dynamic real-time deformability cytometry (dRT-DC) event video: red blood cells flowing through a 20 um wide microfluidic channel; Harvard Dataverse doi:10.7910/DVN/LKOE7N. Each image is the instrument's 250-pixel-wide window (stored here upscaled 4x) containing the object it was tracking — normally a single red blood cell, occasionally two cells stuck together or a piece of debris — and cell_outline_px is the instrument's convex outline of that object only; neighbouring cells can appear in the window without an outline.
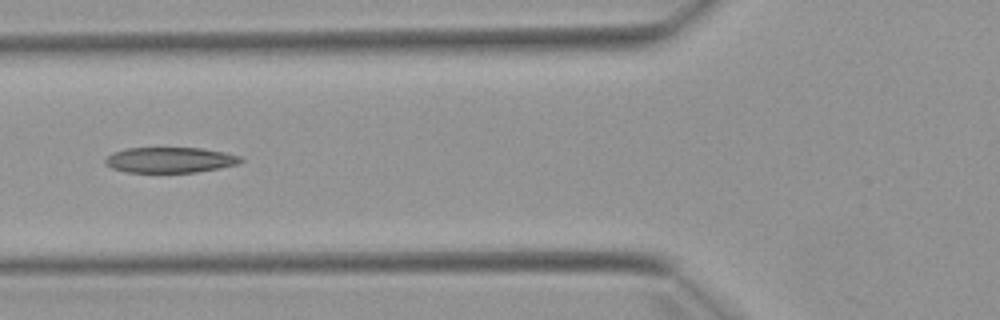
{"species": "Egyptian fruit bat (a non-hibernating species)", "species_latin": "Rousettus aegyptiacus", "temperature_condition": "warm", "stored_images_in_passage": 4, "camera_frame_rate_fps": 3000, "um_per_image_px": 0.085, "animal": {"sex": "female"}, "frame": {"image": 1, "passage_image": 4, "time_ms": 3.333, "image_size_px": [1000, 320], "cell_outline_px": [[244, 160], [236, 164], [220, 168], [196, 172], [124, 172], [112, 168], [104, 164], [104, 160], [112, 152], [128, 148], [200, 148], [224, 152], [244, 156]], "centroid_in_image_um": [14.45, 13.59], "position_along_channel_um": 111.3, "area_um2": 20.23}}